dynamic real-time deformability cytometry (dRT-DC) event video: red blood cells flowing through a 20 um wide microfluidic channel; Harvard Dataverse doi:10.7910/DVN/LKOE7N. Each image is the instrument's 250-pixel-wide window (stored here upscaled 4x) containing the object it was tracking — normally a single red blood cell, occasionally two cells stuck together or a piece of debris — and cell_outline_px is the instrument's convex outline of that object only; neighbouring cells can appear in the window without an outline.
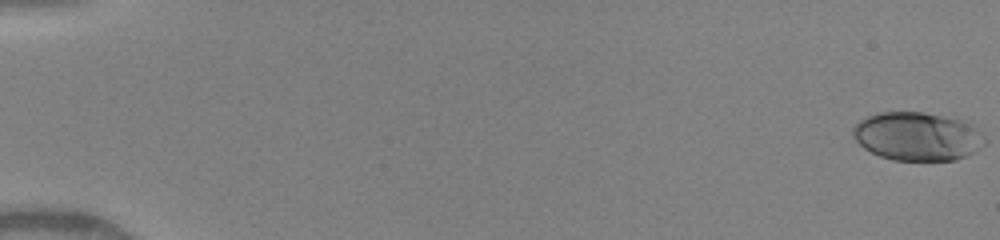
{"species": "human", "species_latin": "Homo sapiens", "temperature_condition": "warm", "stored_images_in_passage": 35, "camera_frame_rate_fps": 3000, "um_per_image_px": 0.085, "donor": {"sex": "female"}, "frame": {"image": 1, "passage_image": 1, "time_ms": 0.0, "image_size_px": [1000, 240], "cell_outline_px": [[976, 148], [972, 152], [956, 160], [892, 160], [880, 156], [864, 148], [852, 136], [852, 128], [864, 116], [876, 112], [924, 112], [944, 116], [960, 120], [972, 124], [976, 132]], "centroid_in_image_um": [77.79, 11.57], "position_along_channel_um": 7.2, "area_um2": 36.24}}
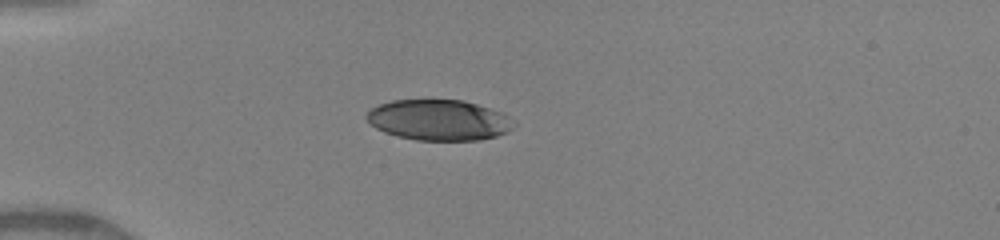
{"frame": {"image": 2, "passage_image": 29, "time_ms": 4.667, "image_size_px": [1000, 240], "cell_outline_px": [[516, 124], [508, 132], [496, 136], [480, 140], [416, 140], [396, 136], [384, 132], [376, 128], [364, 116], [372, 108], [380, 104], [392, 100], [464, 100], [504, 112], [516, 120]], "centroid_in_image_um": [37.36, 10.2], "position_along_channel_um": 47.6, "area_um2": 35.2}}